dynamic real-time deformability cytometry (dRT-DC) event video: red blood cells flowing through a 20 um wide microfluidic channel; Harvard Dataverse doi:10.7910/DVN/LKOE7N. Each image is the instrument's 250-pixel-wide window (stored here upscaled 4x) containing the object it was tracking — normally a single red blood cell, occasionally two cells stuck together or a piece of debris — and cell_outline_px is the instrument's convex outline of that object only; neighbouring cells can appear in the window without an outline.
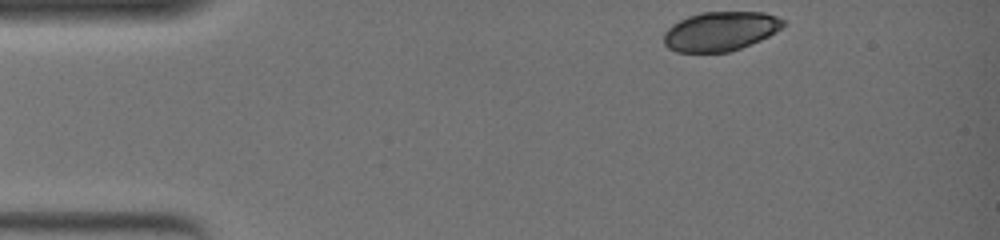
{"species": "common noctule bat (a hibernating species)", "species_latin": "Nyctalus noctula", "temperature_condition": "warm", "stored_images_in_passage": 40, "camera_frame_rate_fps": 3000, "um_per_image_px": 0.085, "animal": {"sex": "female", "body_mass_g": 19.0, "forearm_length_mm": 51.5}, "frame": {"image": 1, "passage_image": 1, "time_ms": 0.0, "image_size_px": [1000, 240], "cell_outline_px": [[784, 24], [776, 32], [760, 40], [740, 48], [728, 52], [676, 52], [668, 48], [664, 44], [664, 32], [672, 24], [688, 16], [700, 12], [764, 12], [776, 16], [784, 20]], "centroid_in_image_um": [61.21, 2.65], "position_along_channel_um": 23.8, "area_um2": 27.28}}